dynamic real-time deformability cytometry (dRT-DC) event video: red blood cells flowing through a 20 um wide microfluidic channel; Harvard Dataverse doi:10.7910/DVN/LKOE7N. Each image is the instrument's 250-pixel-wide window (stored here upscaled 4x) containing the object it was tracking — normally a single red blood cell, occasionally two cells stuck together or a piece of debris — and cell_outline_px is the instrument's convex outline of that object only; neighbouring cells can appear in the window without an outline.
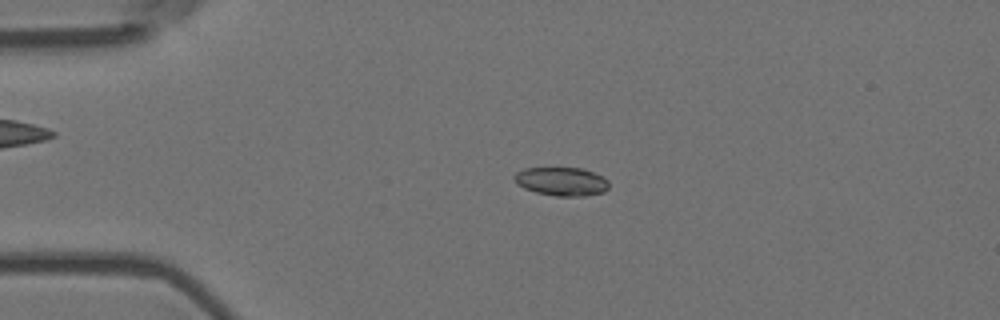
{"species": "Egyptian fruit bat (a non-hibernating species)", "species_latin": "Rousettus aegyptiacus", "temperature_condition": "room temperature", "stored_images_in_passage": 57, "camera_frame_rate_fps": 3000, "um_per_image_px": 0.085, "animal": {"sex": "female"}, "frame": {"image": 1, "passage_image": 13, "time_ms": 4.0, "image_size_px": [1000, 320], "cell_outline_px": [[608, 188], [604, 192], [584, 196], [556, 196], [536, 192], [524, 188], [516, 184], [512, 176], [516, 172], [524, 168], [580, 168], [604, 176], [608, 180]], "centroid_in_image_um": [47.71, 15.42], "position_along_channel_um": 37.3, "area_um2": 15.84}}
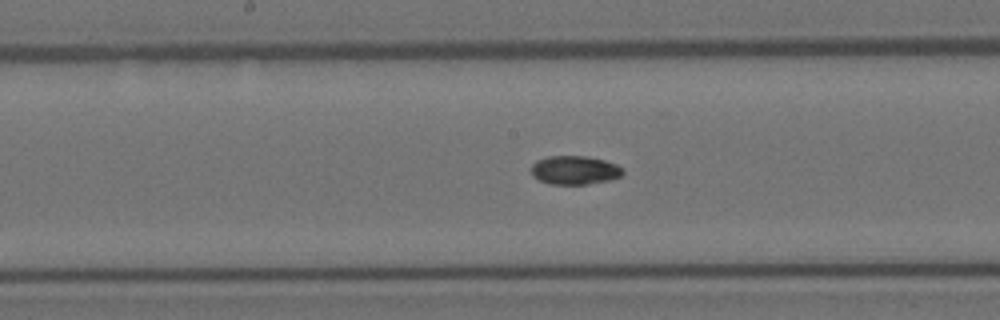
{"frame": {"image": 2, "passage_image": 29, "time_ms": 9.333, "image_size_px": [1000, 320], "cell_outline_px": [[624, 172], [620, 176], [612, 180], [588, 184], [548, 184], [532, 176], [532, 164], [536, 160], [548, 156], [584, 156], [604, 160], [616, 164], [624, 168]], "centroid_in_image_um": [48.86, 14.46], "position_along_channel_um": 199.3, "area_um2": 15.43}}
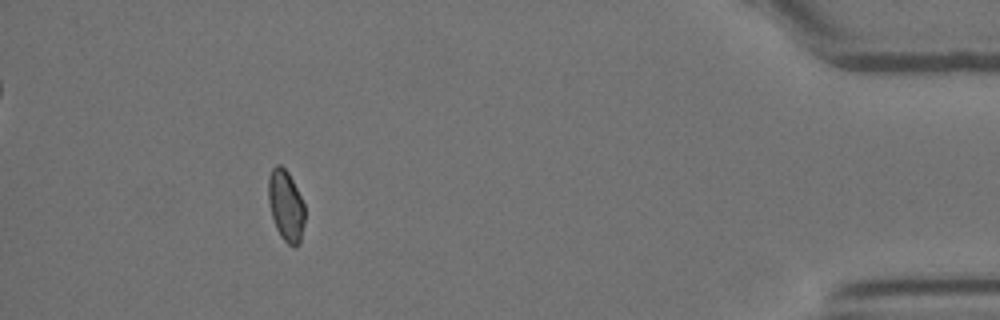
{"frame": {"image": 3, "passage_image": 51, "time_ms": 16.667, "image_size_px": [1000, 320], "cell_outline_px": [[304, 224], [300, 244], [296, 248], [292, 248], [280, 236], [276, 228], [272, 216], [268, 200], [268, 176], [272, 168], [276, 164], [280, 164], [288, 172], [304, 204]], "centroid_in_image_um": [24.29, 17.51], "position_along_channel_um": 410.9, "area_um2": 15.2}, "authors_computed_cell_mechanics": {"area_um2": 15.4326, "velocity_mm_per_s": 3.6764, "shape_relaxation_time_tau1_ms": null, "shape_relaxation_time_tau2_ms": 4.4446, "deformation_change_tau1": null, "deformation_change_tau2": 0.0601}}